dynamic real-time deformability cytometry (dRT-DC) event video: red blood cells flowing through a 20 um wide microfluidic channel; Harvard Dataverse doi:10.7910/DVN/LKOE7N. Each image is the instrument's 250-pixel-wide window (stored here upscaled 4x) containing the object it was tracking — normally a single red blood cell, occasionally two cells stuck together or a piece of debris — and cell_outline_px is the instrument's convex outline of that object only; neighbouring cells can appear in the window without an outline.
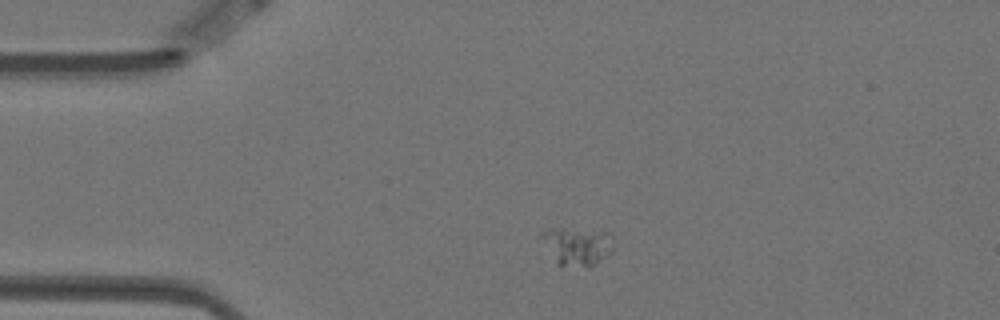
{"species": "Egyptian fruit bat (a non-hibernating species)", "species_latin": "Rousettus aegyptiacus", "temperature_condition": "warm", "stored_images_in_passage": 2, "camera_frame_rate_fps": 3000, "um_per_image_px": 0.085, "animal": {"sex": "female"}, "frame": {"image": 1, "passage_image": 1, "time_ms": 0.0, "image_size_px": [1000, 320], "cell_outline_px": [[612, 252], [588, 268], [560, 264], [556, 260], [540, 236], [548, 228], [552, 228], [608, 232], [612, 236]], "centroid_in_image_um": [49.11, 20.92], "position_along_channel_um": 35.9, "area_um2": 15.32}}